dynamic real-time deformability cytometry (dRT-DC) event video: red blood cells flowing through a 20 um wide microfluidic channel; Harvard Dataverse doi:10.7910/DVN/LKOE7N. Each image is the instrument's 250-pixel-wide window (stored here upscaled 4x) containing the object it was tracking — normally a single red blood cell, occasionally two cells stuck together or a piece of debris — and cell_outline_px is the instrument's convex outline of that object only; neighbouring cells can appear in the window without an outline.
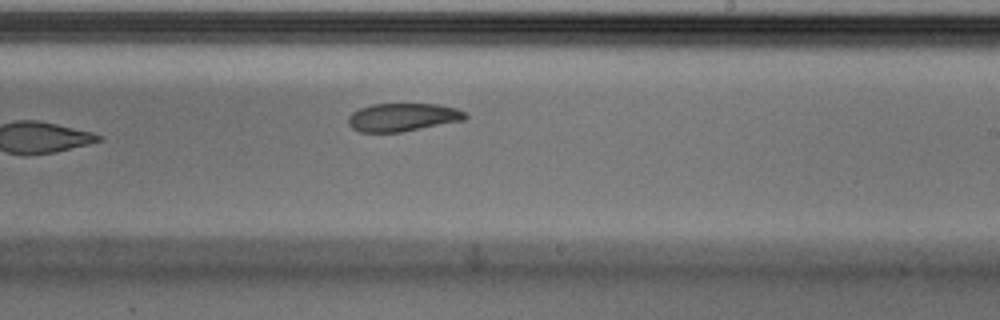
{"species": "Egyptian fruit bat (a non-hibernating species)", "species_latin": "Rousettus aegyptiacus", "temperature_condition": "cold", "stored_images_in_passage": 9, "camera_frame_rate_fps": 3000, "um_per_image_px": 0.085, "animal": {"sex": "male"}, "frame": {"image": 1, "passage_image": 9, "time_ms": 2.667, "image_size_px": [1000, 320], "cell_outline_px": [[468, 116], [464, 120], [400, 132], [360, 132], [352, 128], [348, 124], [348, 116], [352, 112], [360, 108], [372, 104], [436, 104], [456, 108], [464, 112]], "centroid_in_image_um": [34.2, 9.96], "position_along_channel_um": 254.8, "area_um2": 19.07}}